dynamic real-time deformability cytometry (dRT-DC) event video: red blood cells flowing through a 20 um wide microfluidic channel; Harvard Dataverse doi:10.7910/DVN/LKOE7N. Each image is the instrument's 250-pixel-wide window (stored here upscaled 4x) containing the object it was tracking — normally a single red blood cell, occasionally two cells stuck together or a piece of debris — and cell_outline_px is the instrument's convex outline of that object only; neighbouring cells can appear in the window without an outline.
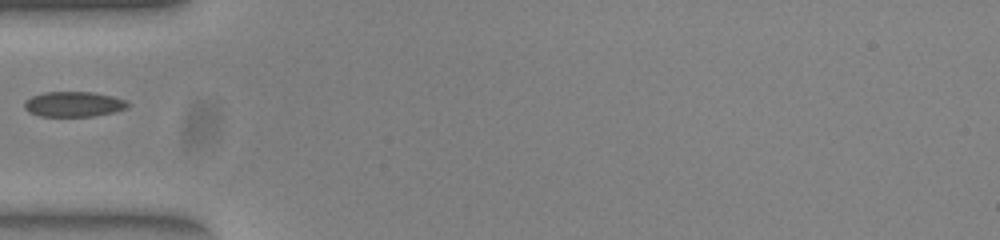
{"species": "common noctule bat (a hibernating species)", "species_latin": "Nyctalus noctula", "temperature_condition": "warm", "stored_images_in_passage": 36, "camera_frame_rate_fps": 3000, "um_per_image_px": 0.085, "animal": {"sex": "female", "body_mass_g": 23.0, "forearm_length_mm": 53.4}, "frame": {"image": 1, "passage_image": 1, "time_ms": 0.0, "image_size_px": [1000, 240], "cell_outline_px": [[128, 108], [112, 112], [92, 116], [40, 116], [28, 112], [24, 108], [24, 100], [32, 96], [44, 92], [92, 92], [112, 96], [124, 100], [128, 104]], "centroid_in_image_um": [6.21, 8.85], "position_along_channel_um": 78.8, "area_um2": 15.09}}
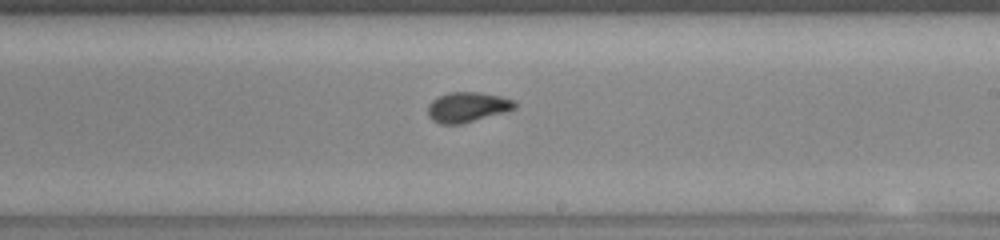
{"frame": {"image": 2, "passage_image": 14, "time_ms": 4.333, "image_size_px": [1000, 240], "cell_outline_px": [[516, 108], [504, 112], [460, 124], [440, 124], [432, 120], [428, 116], [428, 104], [432, 100], [448, 92], [480, 92], [500, 96], [512, 100], [516, 104]], "centroid_in_image_um": [39.69, 9.1], "position_along_channel_um": 249.3, "area_um2": 15.09}}
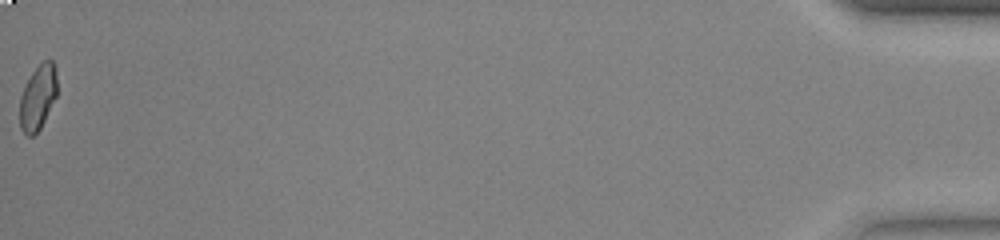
{"frame": {"image": 3, "passage_image": 36, "time_ms": 11.667, "image_size_px": [1000, 240], "cell_outline_px": [[56, 96], [40, 128], [32, 136], [28, 136], [20, 128], [20, 96], [32, 72], [44, 60], [52, 60], [56, 68]], "centroid_in_image_um": [3.21, 8.27], "position_along_channel_um": 432.0, "area_um2": 13.81}}